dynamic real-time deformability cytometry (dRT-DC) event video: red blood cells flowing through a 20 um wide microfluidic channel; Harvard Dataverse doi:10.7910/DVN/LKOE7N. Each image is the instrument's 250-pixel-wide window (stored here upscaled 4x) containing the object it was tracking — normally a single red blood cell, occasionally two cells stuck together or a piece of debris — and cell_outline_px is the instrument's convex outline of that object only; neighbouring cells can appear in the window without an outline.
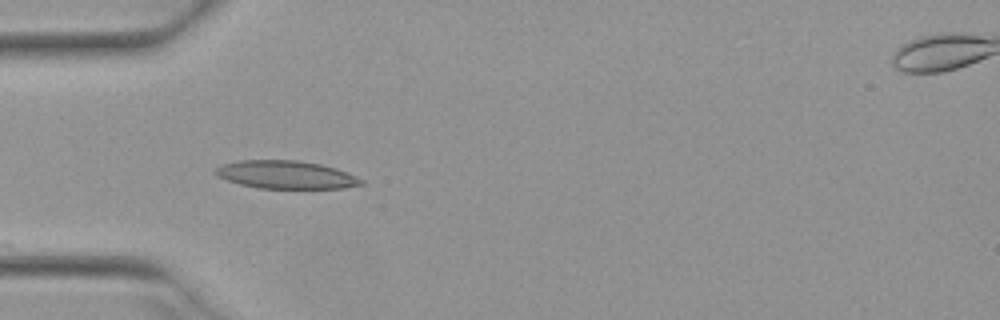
{"species": "Egyptian fruit bat (a non-hibernating species)", "species_latin": "Rousettus aegyptiacus", "temperature_condition": "warm", "stored_images_in_passage": 14, "camera_frame_rate_fps": 3000, "um_per_image_px": 0.085, "animal": {"sex": "female"}, "frame": {"image": 1, "passage_image": 1, "time_ms": 0.0, "image_size_px": [1000, 320], "cell_outline_px": [[364, 184], [344, 188], [260, 188], [240, 184], [216, 176], [212, 172], [212, 168], [220, 164], [240, 160], [296, 160], [320, 164], [336, 168], [364, 180]], "centroid_in_image_um": [24.24, 14.84], "position_along_channel_um": 60.8, "area_um2": 23.87}}
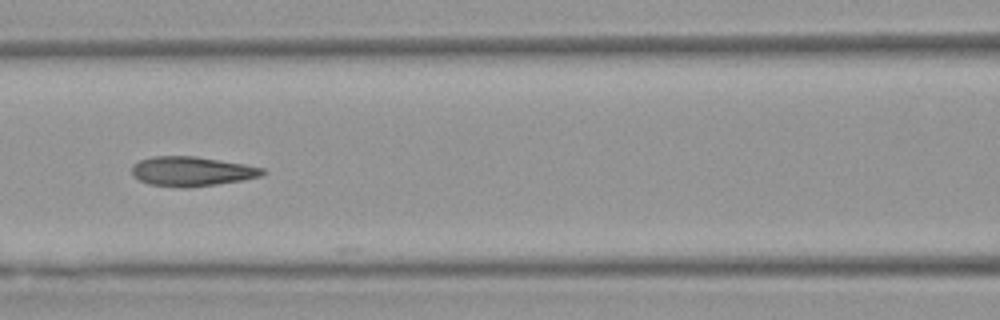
{"frame": {"image": 2, "passage_image": 8, "time_ms": 2.333, "image_size_px": [1000, 320], "cell_outline_px": [[268, 172], [260, 176], [240, 180], [216, 184], [188, 188], [180, 188], [148, 184], [140, 180], [132, 172], [132, 164], [140, 160], [152, 156], [196, 156], [244, 164], [264, 168]], "centroid_in_image_um": [16.29, 14.56], "position_along_channel_um": 150.3, "area_um2": 22.48}}
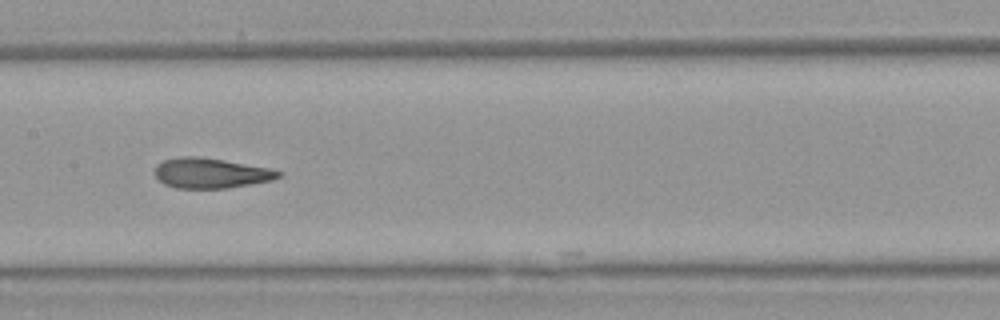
{"frame": {"image": 3, "passage_image": 11, "time_ms": 3.333, "image_size_px": [1000, 320], "cell_outline_px": [[284, 172], [280, 176], [272, 180], [228, 188], [176, 188], [164, 184], [156, 176], [156, 164], [164, 160], [180, 156], [196, 156], [224, 160], [272, 168]], "centroid_in_image_um": [17.95, 14.71], "position_along_channel_um": 189.5, "area_um2": 21.73}}